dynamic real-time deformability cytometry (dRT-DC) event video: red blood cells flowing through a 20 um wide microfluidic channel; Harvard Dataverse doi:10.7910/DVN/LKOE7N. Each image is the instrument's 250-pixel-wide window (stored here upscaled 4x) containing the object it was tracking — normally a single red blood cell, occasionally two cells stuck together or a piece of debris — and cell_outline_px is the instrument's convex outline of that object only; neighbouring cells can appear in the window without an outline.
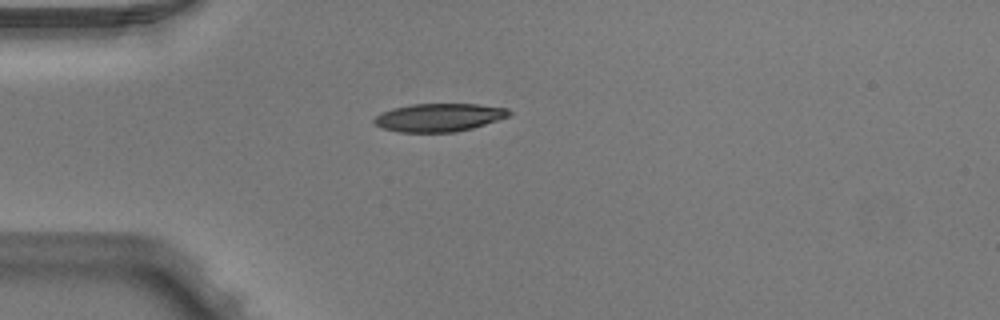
{"species": "Egyptian fruit bat (a non-hibernating species)", "species_latin": "Rousettus aegyptiacus", "temperature_condition": "warm", "stored_images_in_passage": 5, "camera_frame_rate_fps": 3000, "um_per_image_px": 0.085, "animal": {"sex": "male"}, "frame": {"image": 1, "passage_image": 4, "time_ms": 1.0, "image_size_px": [1000, 320], "cell_outline_px": [[512, 112], [508, 116], [472, 128], [456, 132], [400, 132], [380, 128], [372, 120], [380, 112], [392, 108], [412, 104], [476, 104], [508, 108]], "centroid_in_image_um": [37.27, 9.98], "position_along_channel_um": 47.7, "area_um2": 22.08}}